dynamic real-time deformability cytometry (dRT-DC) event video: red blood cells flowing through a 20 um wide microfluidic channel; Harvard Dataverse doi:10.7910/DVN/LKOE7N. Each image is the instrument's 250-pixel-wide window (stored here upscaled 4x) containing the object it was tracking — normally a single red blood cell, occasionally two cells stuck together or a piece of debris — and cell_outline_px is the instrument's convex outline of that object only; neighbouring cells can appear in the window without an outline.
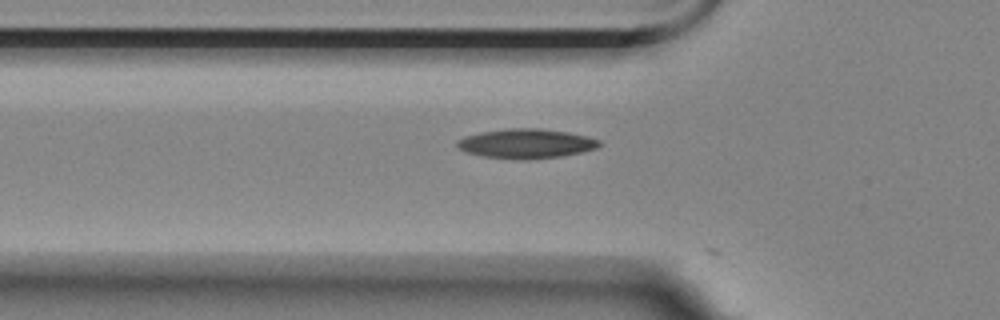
{"species": "Egyptian fruit bat (a non-hibernating species)", "species_latin": "Rousettus aegyptiacus", "temperature_condition": "room temperature", "stored_images_in_passage": 3, "camera_frame_rate_fps": 3000, "um_per_image_px": 0.085, "animal": {"sex": "female"}, "frame": {"image": 1, "passage_image": 2, "time_ms": 0.333, "image_size_px": [1000, 320], "cell_outline_px": [[600, 144], [596, 148], [580, 152], [560, 156], [524, 160], [516, 160], [480, 156], [456, 148], [456, 140], [464, 136], [480, 132], [508, 128], [540, 128], [568, 132], [600, 140]], "centroid_in_image_um": [44.65, 12.2], "position_along_channel_um": 81.2, "area_um2": 24.51}}